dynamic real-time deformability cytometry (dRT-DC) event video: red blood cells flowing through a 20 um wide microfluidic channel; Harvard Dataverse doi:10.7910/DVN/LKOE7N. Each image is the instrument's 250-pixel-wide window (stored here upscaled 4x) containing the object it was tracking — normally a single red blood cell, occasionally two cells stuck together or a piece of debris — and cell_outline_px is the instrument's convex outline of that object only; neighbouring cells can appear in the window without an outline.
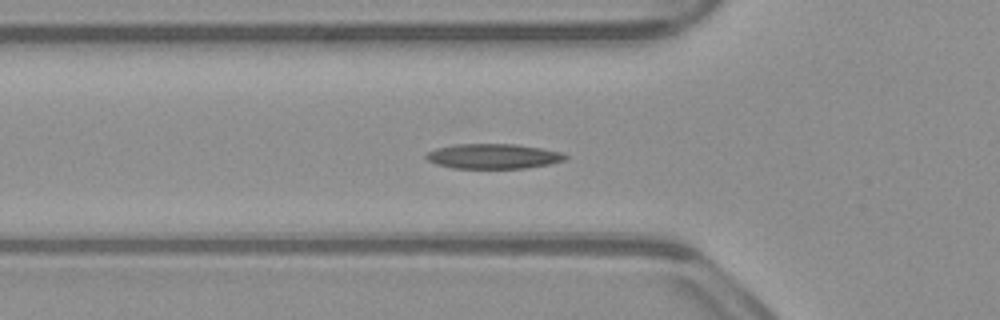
{"species": "common noctule bat (a hibernating species)", "species_latin": "Nyctalus noctula", "temperature_condition": "warm", "stored_images_in_passage": 40, "camera_frame_rate_fps": 3000, "um_per_image_px": 0.085, "animal": {"sex": "male", "body_mass_g": 23.1, "forearm_length_mm": 52.7}, "frame": {"image": 1, "passage_image": 4, "time_ms": 1.0, "image_size_px": [1000, 320], "cell_outline_px": [[568, 156], [564, 160], [548, 164], [524, 168], [452, 168], [436, 164], [428, 160], [424, 156], [428, 152], [436, 148], [456, 144], [516, 144], [540, 148], [560, 152]], "centroid_in_image_um": [41.89, 13.28], "position_along_channel_um": 83.9, "area_um2": 20.06}}
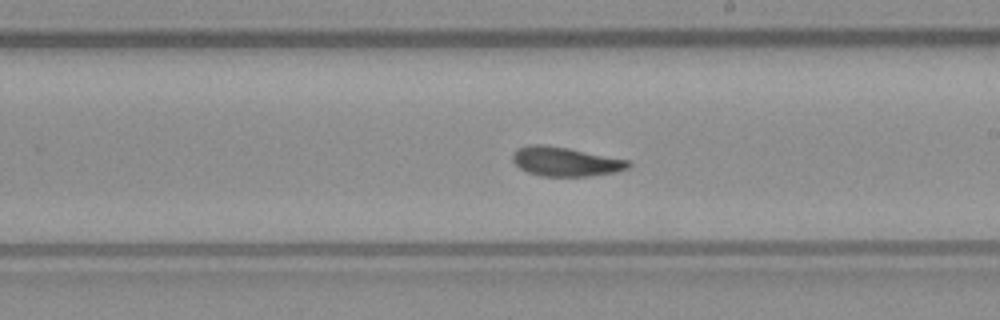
{"frame": {"image": 2, "passage_image": 16, "time_ms": 5.0, "image_size_px": [1000, 320], "cell_outline_px": [[632, 164], [628, 168], [616, 172], [588, 176], [540, 176], [528, 172], [520, 168], [512, 160], [512, 152], [516, 148], [532, 144], [544, 144], [568, 148], [628, 160]], "centroid_in_image_um": [48.03, 13.73], "position_along_channel_um": 241.0, "area_um2": 19.71}}
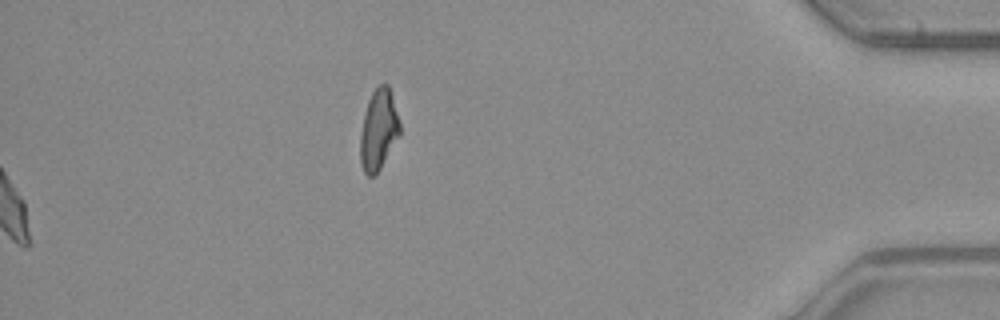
{"frame": {"image": 3, "passage_image": 40, "time_ms": 13.0, "image_size_px": [1000, 320], "cell_outline_px": [[400, 136], [380, 168], [372, 176], [368, 176], [364, 172], [360, 160], [360, 136], [364, 116], [368, 100], [372, 92], [380, 84], [388, 84], [392, 96], [400, 124]], "centroid_in_image_um": [32.18, 11.03], "position_along_channel_um": 403.0, "area_um2": 18.38}, "authors_computed_cell_mechanics": {"area_um2": 19.7387, "velocity_mm_per_s": 3.9056, "shape_relaxation_time_tau1_ms": 5.4257, "shape_relaxation_time_tau2_ms": 1.9179, "deformation_change_tau1": 0.1728, "deformation_change_tau2": 0.0877}}